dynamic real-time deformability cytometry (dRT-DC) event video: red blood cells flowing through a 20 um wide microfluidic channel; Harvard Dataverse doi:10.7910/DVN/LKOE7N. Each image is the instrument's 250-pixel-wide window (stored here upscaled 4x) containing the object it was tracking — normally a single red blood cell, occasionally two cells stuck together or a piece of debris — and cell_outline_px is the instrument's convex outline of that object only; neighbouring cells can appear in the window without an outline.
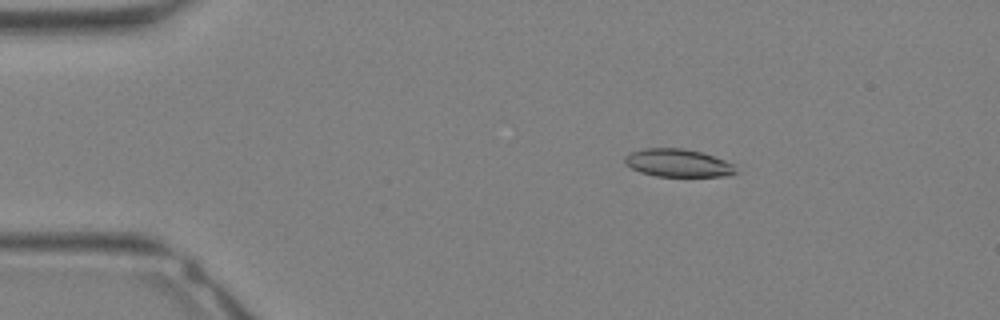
{"species": "Egyptian fruit bat (a non-hibernating species)", "species_latin": "Rousettus aegyptiacus", "temperature_condition": "warm", "stored_images_in_passage": 29, "camera_frame_rate_fps": 3000, "um_per_image_px": 0.085, "animal": {"sex": "female"}, "frame": {"image": 1, "passage_image": 2, "time_ms": 0.333, "image_size_px": [1000, 320], "cell_outline_px": [[740, 172], [724, 176], [656, 176], [640, 172], [624, 164], [624, 156], [632, 152], [644, 148], [684, 148], [704, 152], [724, 160], [732, 164]], "centroid_in_image_um": [57.63, 13.85], "position_along_channel_um": 27.4, "area_um2": 18.15}}
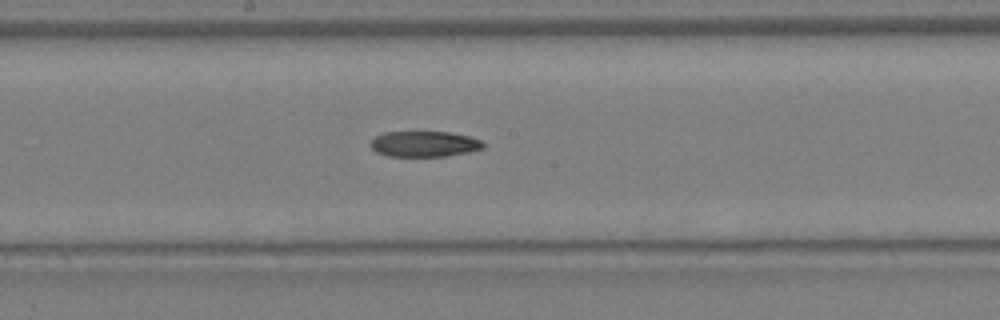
{"frame": {"image": 2, "passage_image": 14, "time_ms": 4.333, "image_size_px": [1000, 320], "cell_outline_px": [[484, 148], [468, 152], [448, 156], [388, 156], [376, 152], [372, 148], [372, 140], [376, 136], [384, 132], [448, 132], [468, 136], [480, 140], [484, 144]], "centroid_in_image_um": [36.07, 12.24], "position_along_channel_um": 212.1, "area_um2": 16.7}}
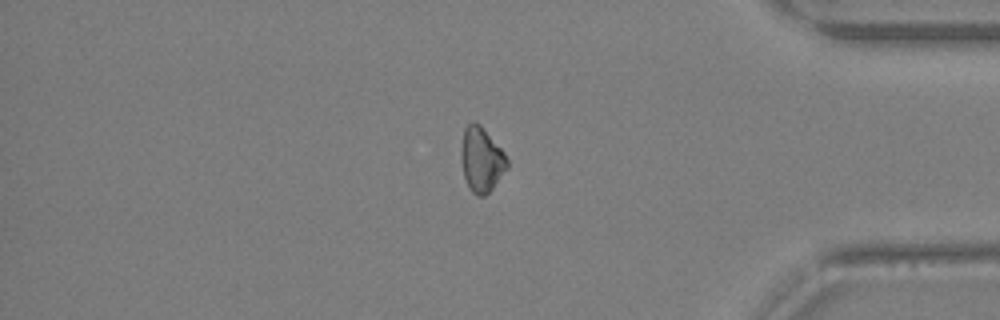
{"frame": {"image": 3, "passage_image": 24, "time_ms": 7.667, "image_size_px": [1000, 320], "cell_outline_px": [[508, 168], [492, 188], [484, 196], [476, 196], [472, 192], [464, 176], [460, 160], [460, 148], [464, 128], [472, 120], [480, 124], [504, 152], [508, 160]], "centroid_in_image_um": [40.9, 13.54], "position_along_channel_um": 394.3, "area_um2": 17.46}}